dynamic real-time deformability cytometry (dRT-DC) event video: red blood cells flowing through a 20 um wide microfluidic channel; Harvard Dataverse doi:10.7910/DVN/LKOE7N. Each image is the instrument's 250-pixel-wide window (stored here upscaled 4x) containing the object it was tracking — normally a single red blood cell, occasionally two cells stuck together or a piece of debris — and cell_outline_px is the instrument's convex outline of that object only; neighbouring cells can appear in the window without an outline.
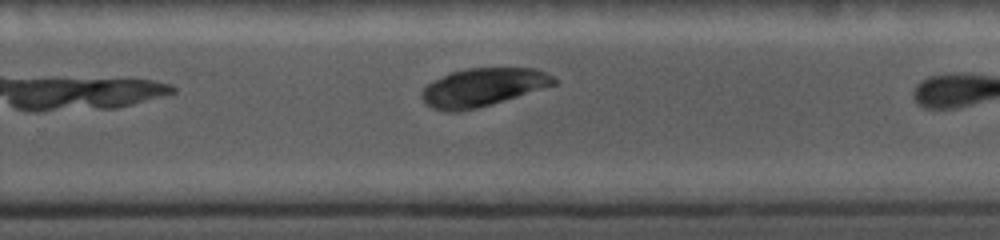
{"species": "common noctule bat (a hibernating species)", "species_latin": "Nyctalus noctula", "temperature_condition": "cold", "stored_images_in_passage": 24, "camera_frame_rate_fps": 5000, "um_per_image_px": 0.085, "animal": {"sex": "female", "body_mass_g": 19.0, "forearm_length_mm": 56.7}, "frame": {"image": 1, "passage_image": 14, "time_ms": 6.8, "image_size_px": [1000, 240], "cell_outline_px": [[560, 80], [556, 84], [476, 108], [460, 112], [444, 112], [432, 108], [420, 96], [420, 92], [428, 84], [452, 72], [468, 68], [536, 68]], "centroid_in_image_um": [41.03, 7.42], "position_along_channel_um": 288.8, "area_um2": 28.96}}
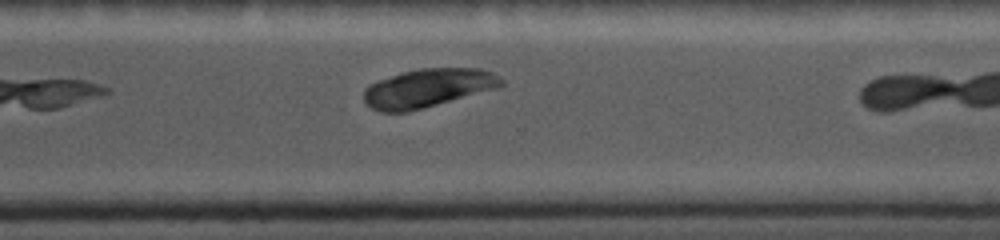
{"frame": {"image": 2, "passage_image": 17, "time_ms": 8.0, "image_size_px": [1000, 240], "cell_outline_px": [[504, 84], [496, 88], [424, 108], [408, 112], [380, 112], [364, 104], [364, 88], [368, 84], [400, 72], [420, 68], [480, 68], [492, 72], [500, 76], [504, 80]], "centroid_in_image_um": [36.34, 7.48], "position_along_channel_um": 334.3, "area_um2": 31.1}}